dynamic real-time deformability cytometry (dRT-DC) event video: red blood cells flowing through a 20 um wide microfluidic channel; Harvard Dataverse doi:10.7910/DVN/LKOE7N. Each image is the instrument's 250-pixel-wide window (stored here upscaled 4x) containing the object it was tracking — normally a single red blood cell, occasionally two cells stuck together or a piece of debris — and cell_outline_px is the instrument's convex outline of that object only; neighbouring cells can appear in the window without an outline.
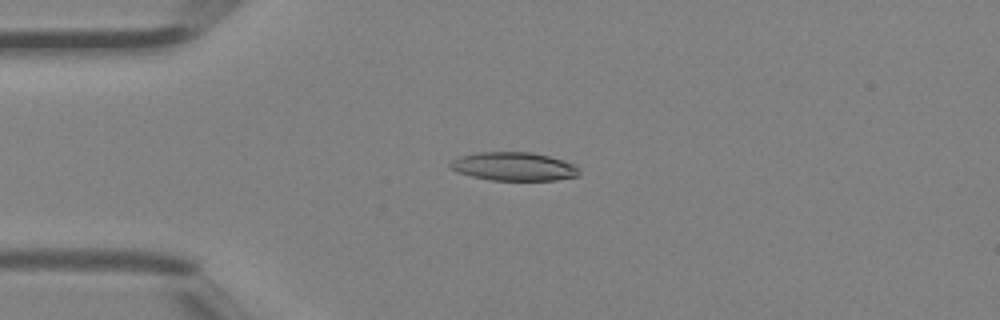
{"species": "Egyptian fruit bat (a non-hibernating species)", "species_latin": "Rousettus aegyptiacus", "temperature_condition": "room temperature", "stored_images_in_passage": 33, "camera_frame_rate_fps": 3000, "um_per_image_px": 0.085, "animal": {"sex": "female"}, "frame": {"image": 1, "passage_image": 5, "time_ms": 1.333, "image_size_px": [1000, 320], "cell_outline_px": [[580, 176], [556, 180], [488, 180], [472, 176], [460, 172], [452, 168], [448, 164], [456, 156], [476, 152], [532, 152], [548, 156], [572, 164], [580, 168]], "centroid_in_image_um": [43.66, 14.15], "position_along_channel_um": 41.3, "area_um2": 21.44}}
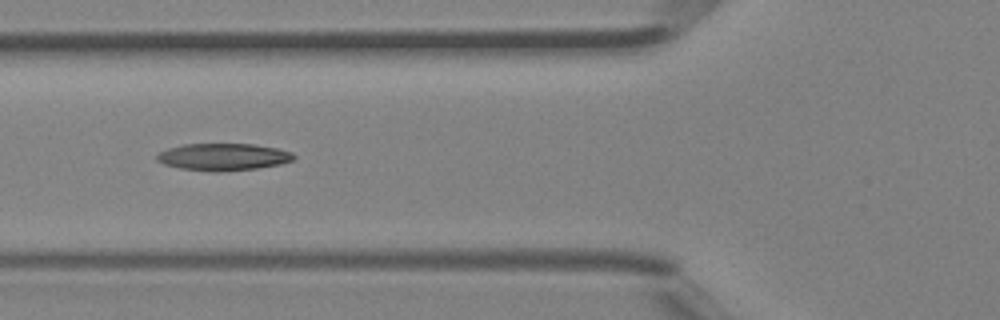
{"frame": {"image": 2, "passage_image": 11, "time_ms": 3.333, "image_size_px": [1000, 320], "cell_outline_px": [[296, 156], [292, 160], [280, 164], [256, 168], [220, 172], [212, 172], [180, 168], [164, 164], [156, 160], [156, 156], [160, 152], [168, 148], [184, 144], [252, 144], [276, 148], [292, 152]], "centroid_in_image_um": [18.96, 13.34], "position_along_channel_um": 106.8, "area_um2": 21.56}}
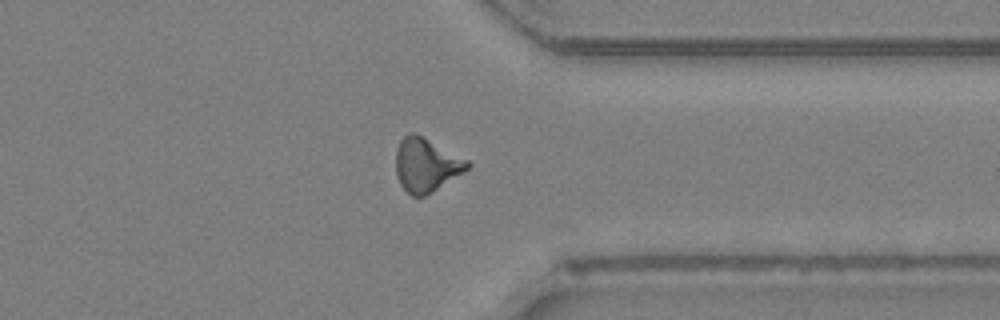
{"frame": {"image": 3, "passage_image": 29, "time_ms": 9.333, "image_size_px": [1000, 320], "cell_outline_px": [[472, 164], [464, 172], [432, 192], [424, 196], [412, 196], [400, 184], [396, 176], [396, 148], [400, 140], [408, 132], [416, 132], [468, 160]], "centroid_in_image_um": [36.21, 13.99], "position_along_channel_um": 375.2, "area_um2": 22.48}, "authors_computed_cell_mechanics": {"area_um2": 21.1548, "velocity_mm_per_s": 4.5456, "shape_relaxation_time_tau1_ms": 4.712, "shape_relaxation_time_tau2_ms": 4.3474, "deformation_change_tau1": 0.1814, "deformation_change_tau2": 0.1476}}